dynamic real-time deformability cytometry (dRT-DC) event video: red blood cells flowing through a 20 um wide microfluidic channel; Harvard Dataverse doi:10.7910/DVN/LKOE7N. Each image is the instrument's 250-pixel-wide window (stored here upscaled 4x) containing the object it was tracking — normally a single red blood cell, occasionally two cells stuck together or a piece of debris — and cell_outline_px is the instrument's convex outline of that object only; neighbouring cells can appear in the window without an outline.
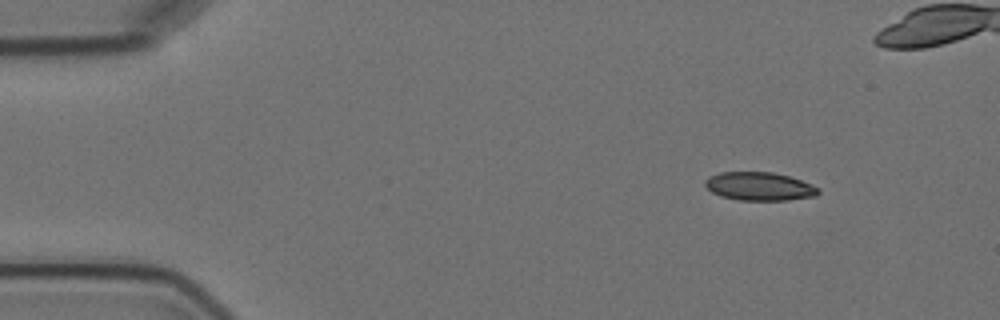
{"species": "Egyptian fruit bat (a non-hibernating species)", "species_latin": "Rousettus aegyptiacus", "temperature_condition": "cold", "stored_images_in_passage": 2, "camera_frame_rate_fps": 3000, "um_per_image_px": 0.085, "animal": {"sex": "female"}, "frame": {"image": 1, "passage_image": 2, "time_ms": 1.333, "image_size_px": [1000, 320], "cell_outline_px": [[820, 192], [816, 196], [788, 200], [740, 200], [720, 196], [712, 192], [704, 184], [704, 180], [708, 176], [720, 172], [772, 172], [788, 176], [812, 184], [820, 188]], "centroid_in_image_um": [64.55, 15.84], "position_along_channel_um": 20.5, "area_um2": 18.79}}